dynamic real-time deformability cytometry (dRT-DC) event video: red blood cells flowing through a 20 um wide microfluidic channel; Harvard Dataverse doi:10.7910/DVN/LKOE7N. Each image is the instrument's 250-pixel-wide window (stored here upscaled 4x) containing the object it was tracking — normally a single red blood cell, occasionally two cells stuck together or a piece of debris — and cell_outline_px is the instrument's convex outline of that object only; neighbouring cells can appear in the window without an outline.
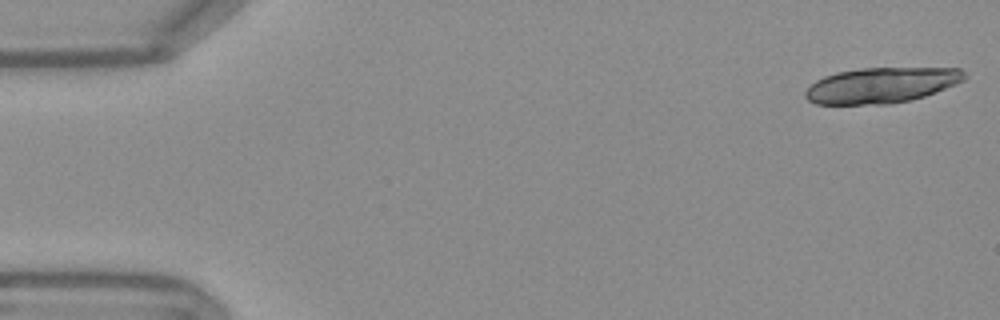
{"species": "Egyptian fruit bat (a non-hibernating species)", "species_latin": "Rousettus aegyptiacus", "temperature_condition": "warm", "stored_images_in_passage": 18, "camera_frame_rate_fps": 3000, "um_per_image_px": 0.085, "frame": {"image": 1, "passage_image": 1, "time_ms": 0.0, "image_size_px": [1000, 320], "cell_outline_px": [[968, 76], [964, 80], [956, 84], [924, 96], [912, 100], [888, 104], [816, 104], [808, 100], [804, 96], [804, 92], [816, 80], [824, 76], [836, 72], [860, 68], [960, 68]], "centroid_in_image_um": [74.91, 7.24], "position_along_channel_um": 10.1, "area_um2": 33.0}}